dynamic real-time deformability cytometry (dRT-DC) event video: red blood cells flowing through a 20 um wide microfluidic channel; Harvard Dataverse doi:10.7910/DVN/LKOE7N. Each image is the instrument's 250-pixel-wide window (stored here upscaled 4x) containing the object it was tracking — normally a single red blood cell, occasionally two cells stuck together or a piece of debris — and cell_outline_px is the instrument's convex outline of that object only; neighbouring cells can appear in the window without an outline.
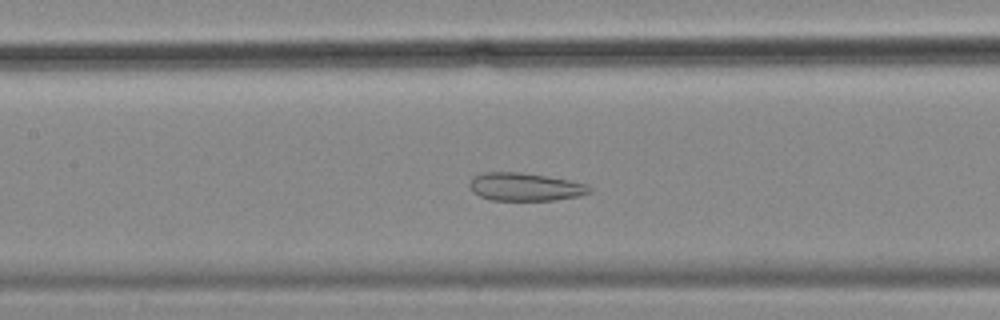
{"species": "common noctule bat (a hibernating species)", "species_latin": "Nyctalus noctula", "temperature_condition": "cold", "stored_images_in_passage": 57, "camera_frame_rate_fps": 3000, "um_per_image_px": 0.085, "animal": {"sex": "female", "body_mass_g": 18.4}, "frame": {"image": 1, "passage_image": 26, "time_ms": 8.333, "image_size_px": [1000, 320], "cell_outline_px": [[592, 192], [576, 196], [552, 200], [492, 200], [480, 196], [472, 192], [468, 184], [472, 176], [484, 172], [520, 172], [568, 180], [588, 184], [592, 188]], "centroid_in_image_um": [44.59, 15.88], "position_along_channel_um": 162.8, "area_um2": 19.54}}
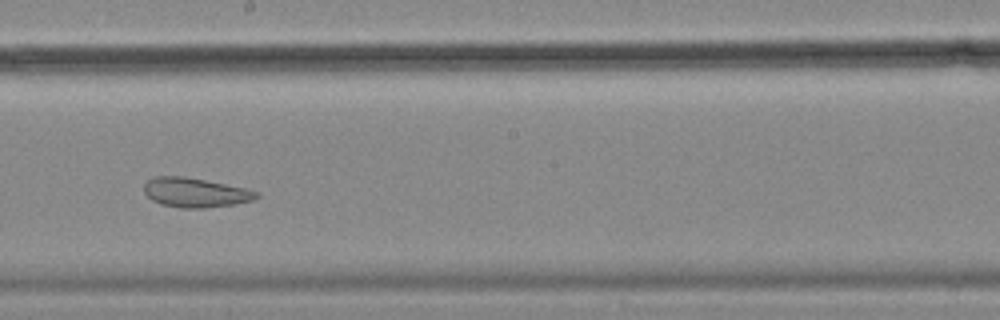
{"frame": {"image": 2, "passage_image": 32, "time_ms": 10.333, "image_size_px": [1000, 320], "cell_outline_px": [[260, 196], [252, 200], [232, 204], [204, 208], [180, 208], [160, 204], [152, 200], [144, 192], [144, 184], [148, 180], [156, 176], [184, 176], [248, 188], [260, 192]], "centroid_in_image_um": [16.61, 16.36], "position_along_channel_um": 231.6, "area_um2": 19.36}}
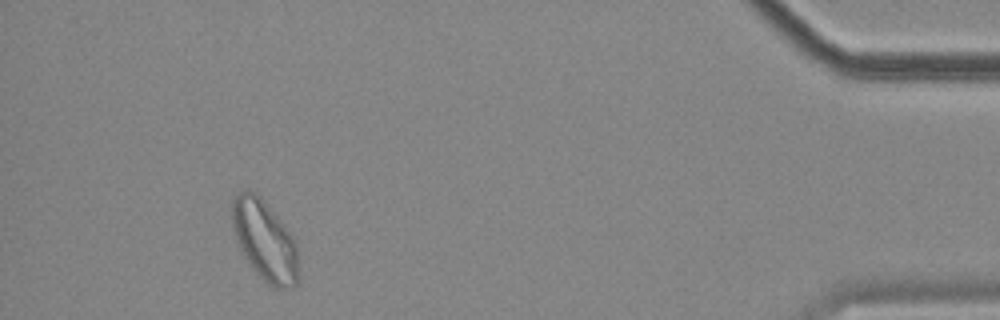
{"frame": {"image": 3, "passage_image": 53, "time_ms": 17.333, "image_size_px": [1000, 320], "cell_outline_px": [[296, 284], [292, 288], [276, 288], [268, 284], [252, 268], [244, 256], [240, 248], [232, 224], [232, 200], [244, 188], [256, 192], [260, 196], [292, 236], [296, 244]], "centroid_in_image_um": [22.46, 20.42], "position_along_channel_um": 412.7, "area_um2": 30.29}, "authors_computed_cell_mechanics": {"area_um2": 27.455, "velocity_mm_per_s": 3.4688, "shape_relaxation_time_tau1_ms": null, "shape_relaxation_time_tau2_ms": 2.3082, "deformation_change_tau1": null, "deformation_change_tau2": 0.0765}}